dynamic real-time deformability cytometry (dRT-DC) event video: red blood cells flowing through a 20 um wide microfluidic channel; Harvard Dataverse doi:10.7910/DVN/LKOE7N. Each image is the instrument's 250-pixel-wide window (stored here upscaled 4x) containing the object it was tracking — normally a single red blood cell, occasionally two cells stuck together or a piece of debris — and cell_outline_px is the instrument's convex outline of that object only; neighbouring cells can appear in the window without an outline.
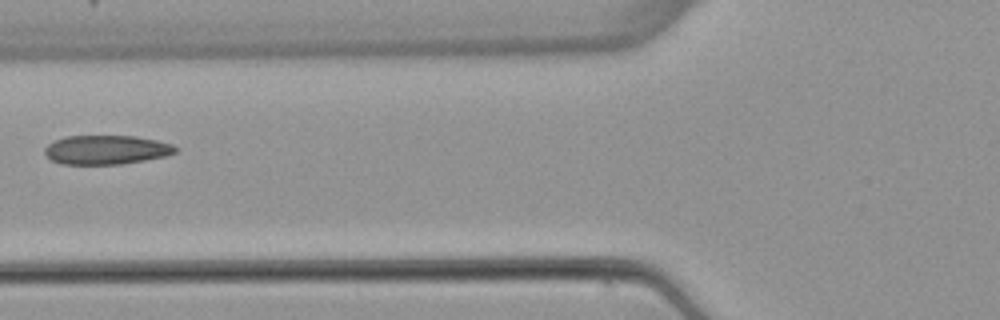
{"species": "common noctule bat (a hibernating species)", "species_latin": "Nyctalus noctula", "temperature_condition": "warm", "stored_images_in_passage": 3, "camera_frame_rate_fps": 3000, "um_per_image_px": 0.085, "animal": {"sex": "female", "body_mass_g": 22.7, "forearm_length_mm": 54.2}, "frame": {"image": 1, "passage_image": 3, "time_ms": 2.333, "image_size_px": [1000, 320], "cell_outline_px": [[176, 152], [164, 156], [144, 160], [120, 164], [60, 164], [52, 160], [44, 152], [44, 148], [48, 144], [64, 136], [136, 136], [156, 140], [172, 144], [176, 148]], "centroid_in_image_um": [9.01, 12.73], "position_along_channel_um": 116.8, "area_um2": 22.02}}